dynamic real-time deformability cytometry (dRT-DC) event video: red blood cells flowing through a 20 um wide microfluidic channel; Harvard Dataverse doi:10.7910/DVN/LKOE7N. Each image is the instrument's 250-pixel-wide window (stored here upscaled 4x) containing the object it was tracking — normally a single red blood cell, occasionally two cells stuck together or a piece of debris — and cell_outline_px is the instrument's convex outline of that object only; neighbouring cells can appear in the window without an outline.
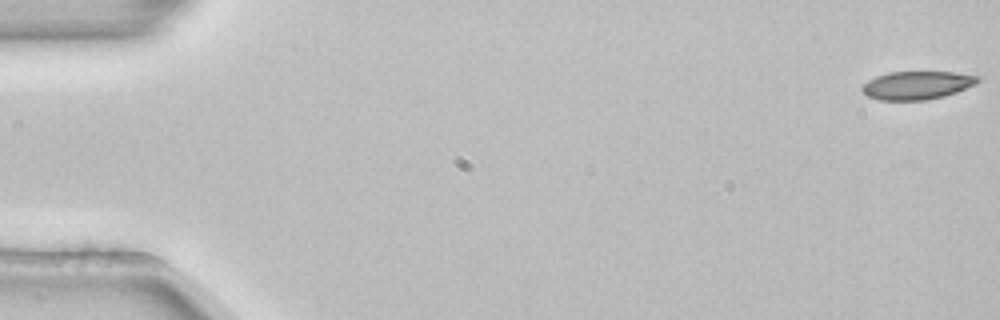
{"species": "common noctule bat (a hibernating species)", "species_latin": "Nyctalus noctula", "temperature_condition": "room temperature", "stored_images_in_passage": 9, "camera_frame_rate_fps": 3000, "um_per_image_px": 0.085, "animal": {"sex": "female", "body_mass_g": 22.7, "forearm_length_mm": 54.2}, "frame": {"image": 1, "passage_image": 1, "time_ms": 0.0, "image_size_px": [1000, 320], "cell_outline_px": [[984, 76], [976, 84], [956, 92], [944, 96], [928, 100], [880, 100], [868, 96], [860, 88], [868, 80], [876, 76], [888, 72], [956, 72]], "centroid_in_image_um": [78.0, 7.24], "position_along_channel_um": 7.0, "area_um2": 19.19}}